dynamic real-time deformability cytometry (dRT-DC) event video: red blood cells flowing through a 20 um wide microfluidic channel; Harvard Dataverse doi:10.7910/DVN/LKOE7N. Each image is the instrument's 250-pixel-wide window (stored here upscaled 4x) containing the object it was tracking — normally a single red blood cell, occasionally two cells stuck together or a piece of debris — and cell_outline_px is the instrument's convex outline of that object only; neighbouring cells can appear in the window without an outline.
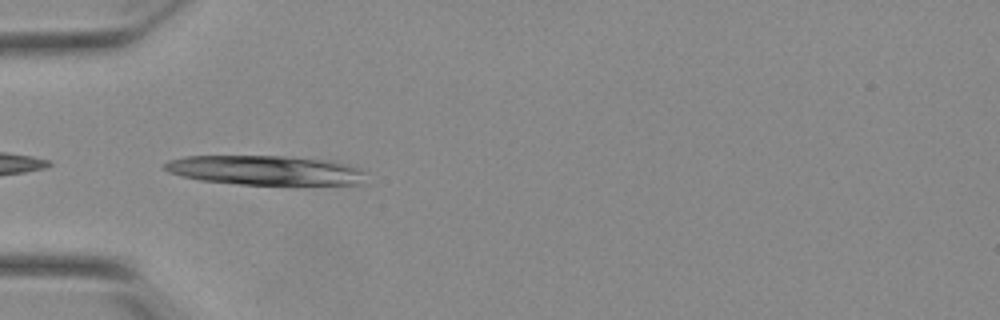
{"species": "Egyptian fruit bat (a non-hibernating species)", "species_latin": "Rousettus aegyptiacus", "temperature_condition": "warm", "stored_images_in_passage": 6, "camera_frame_rate_fps": 3000, "um_per_image_px": 0.085, "animal": {"sex": "female"}, "frame": {"image": 1, "passage_image": 1, "time_ms": 0.0, "image_size_px": [1000, 320], "cell_outline_px": [[368, 184], [240, 184], [200, 180], [168, 172], [164, 168], [164, 164], [168, 160], [184, 156], [284, 156], [336, 160], [360, 168], [364, 172]], "centroid_in_image_um": [22.63, 14.46], "position_along_channel_um": 62.4, "area_um2": 34.85}}